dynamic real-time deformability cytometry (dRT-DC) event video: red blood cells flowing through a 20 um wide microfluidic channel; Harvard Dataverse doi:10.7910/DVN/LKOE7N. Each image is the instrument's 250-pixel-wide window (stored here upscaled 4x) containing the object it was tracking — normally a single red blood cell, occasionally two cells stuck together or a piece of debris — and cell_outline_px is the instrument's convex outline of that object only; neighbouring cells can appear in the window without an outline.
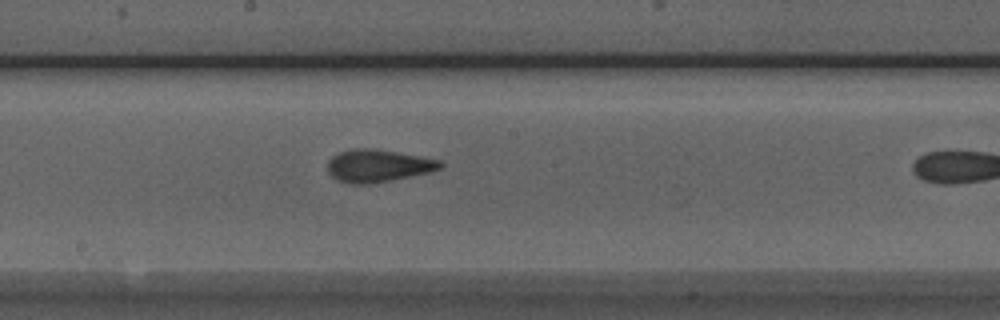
{"species": "Egyptian fruit bat (a non-hibernating species)", "species_latin": "Rousettus aegyptiacus", "temperature_condition": "room temperature", "stored_images_in_passage": 7, "camera_frame_rate_fps": 3000, "um_per_image_px": 0.085, "animal": {"sex": "male"}, "frame": {"image": 1, "passage_image": 6, "time_ms": 1.667, "image_size_px": [1000, 320], "cell_outline_px": [[444, 164], [440, 168], [428, 172], [368, 184], [352, 184], [336, 180], [328, 172], [328, 160], [332, 156], [340, 152], [352, 148], [376, 148], [420, 156], [440, 160]], "centroid_in_image_um": [32.09, 14.07], "position_along_channel_um": 216.1, "area_um2": 21.21}}